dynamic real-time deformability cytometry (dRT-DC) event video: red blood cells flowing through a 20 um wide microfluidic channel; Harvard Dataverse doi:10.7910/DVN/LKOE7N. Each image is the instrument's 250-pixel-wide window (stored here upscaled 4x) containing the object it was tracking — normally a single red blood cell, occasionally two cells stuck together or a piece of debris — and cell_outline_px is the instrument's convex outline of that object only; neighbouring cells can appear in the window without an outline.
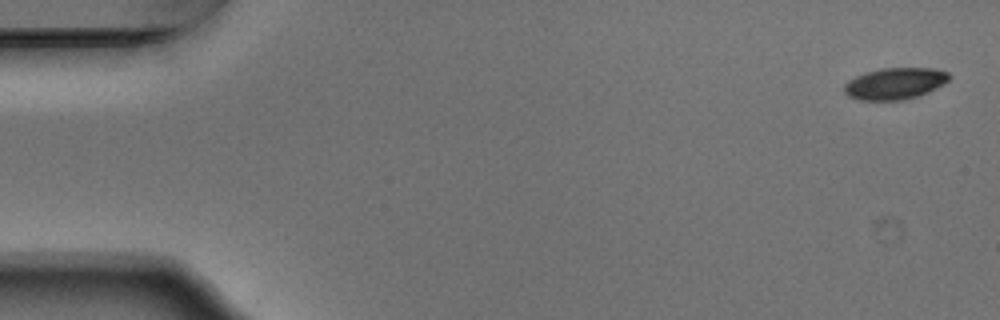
{"species": "Egyptian fruit bat (a non-hibernating species)", "species_latin": "Rousettus aegyptiacus", "temperature_condition": "warm", "stored_images_in_passage": 25, "camera_frame_rate_fps": 3000, "um_per_image_px": 0.085, "animal": {"sex": "male"}, "frame": {"image": 1, "passage_image": 1, "time_ms": 0.0, "image_size_px": [1000, 320], "cell_outline_px": [[944, 76], [940, 80], [928, 88], [916, 92], [896, 96], [864, 96], [852, 92], [852, 88], [872, 76], [884, 72], [940, 72]], "centroid_in_image_um": [76.23, 7.1], "position_along_channel_um": 8.8, "area_um2": 11.73}}